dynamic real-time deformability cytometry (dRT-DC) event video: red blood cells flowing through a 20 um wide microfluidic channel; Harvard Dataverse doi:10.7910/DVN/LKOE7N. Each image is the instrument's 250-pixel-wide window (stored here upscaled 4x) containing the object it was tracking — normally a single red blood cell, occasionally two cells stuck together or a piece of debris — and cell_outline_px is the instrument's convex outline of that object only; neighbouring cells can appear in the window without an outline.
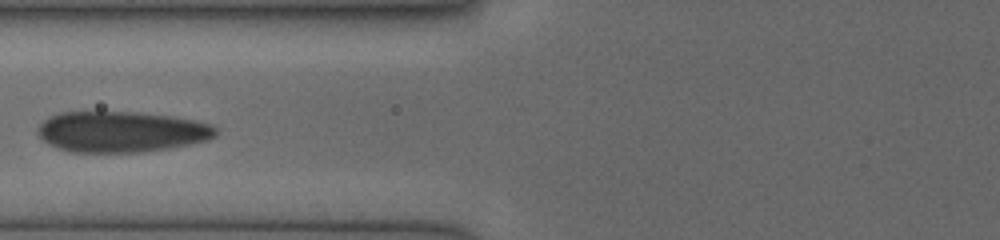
{"species": "human", "species_latin": "Homo sapiens", "temperature_condition": "cold", "stored_images_in_passage": 26, "camera_frame_rate_fps": 3000, "um_per_image_px": 0.085, "donor": {"sex": "female"}, "frame": {"image": 1, "passage_image": 5, "time_ms": 1.667, "image_size_px": [1000, 240], "cell_outline_px": [[216, 136], [208, 140], [168, 148], [144, 152], [72, 152], [56, 148], [48, 144], [36, 132], [36, 128], [48, 116], [60, 112], [140, 112], [172, 116], [196, 120], [212, 124], [216, 128]], "centroid_in_image_um": [10.3, 11.19], "position_along_channel_um": 115.5, "area_um2": 42.66}}
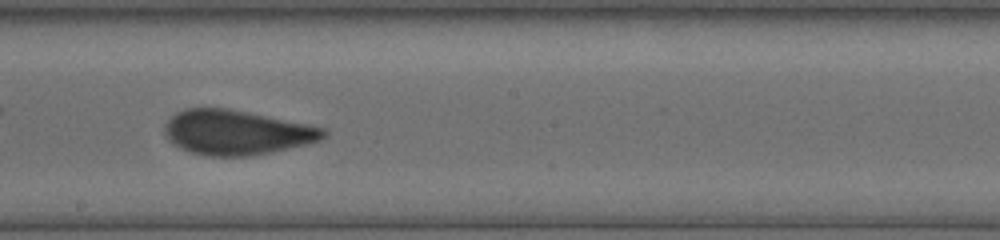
{"frame": {"image": 2, "passage_image": 12, "time_ms": 4.333, "image_size_px": [1000, 240], "cell_outline_px": [[328, 136], [320, 140], [308, 144], [272, 152], [252, 156], [204, 156], [188, 152], [172, 144], [164, 136], [164, 124], [176, 112], [184, 108], [228, 108], [328, 128]], "centroid_in_image_um": [20.1, 11.26], "position_along_channel_um": 228.1, "area_um2": 41.96}}
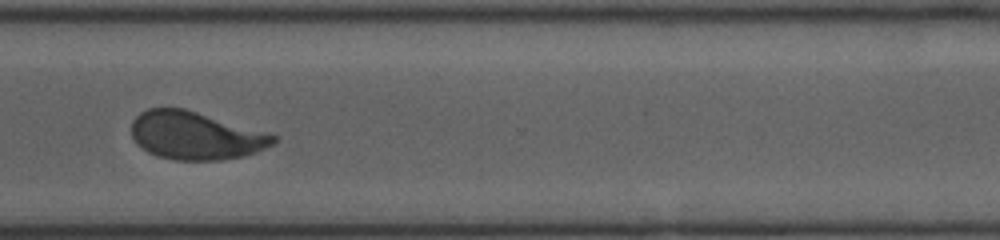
{"frame": {"image": 3, "passage_image": 20, "time_ms": 7.333, "image_size_px": [1000, 240], "cell_outline_px": [[276, 140], [272, 144], [256, 152], [244, 156], [220, 160], [176, 160], [156, 156], [148, 152], [136, 144], [132, 136], [132, 120], [140, 112], [148, 108], [184, 108], [276, 136]], "centroid_in_image_um": [16.55, 11.53], "position_along_channel_um": 354.1, "area_um2": 39.19}}